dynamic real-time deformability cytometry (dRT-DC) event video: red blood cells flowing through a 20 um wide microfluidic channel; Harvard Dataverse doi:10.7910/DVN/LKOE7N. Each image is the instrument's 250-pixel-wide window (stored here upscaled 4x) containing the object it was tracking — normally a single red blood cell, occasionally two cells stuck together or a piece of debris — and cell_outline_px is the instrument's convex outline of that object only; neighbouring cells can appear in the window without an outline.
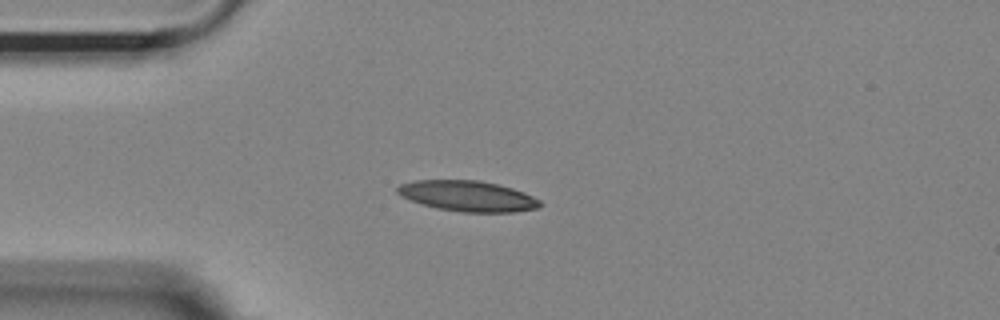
{"species": "Egyptian fruit bat (a non-hibernating species)", "species_latin": "Rousettus aegyptiacus", "temperature_condition": "room temperature", "stored_images_in_passage": 42, "camera_frame_rate_fps": 3000, "um_per_image_px": 0.085, "animal": {"sex": "female"}, "frame": {"image": 1, "passage_image": 1, "time_ms": 0.0, "image_size_px": [1000, 320], "cell_outline_px": [[544, 204], [540, 208], [512, 212], [460, 212], [436, 208], [400, 196], [396, 192], [396, 188], [400, 184], [416, 180], [480, 180], [512, 188], [524, 192], [540, 200]], "centroid_in_image_um": [39.78, 16.66], "position_along_channel_um": 45.2, "area_um2": 25.49}}
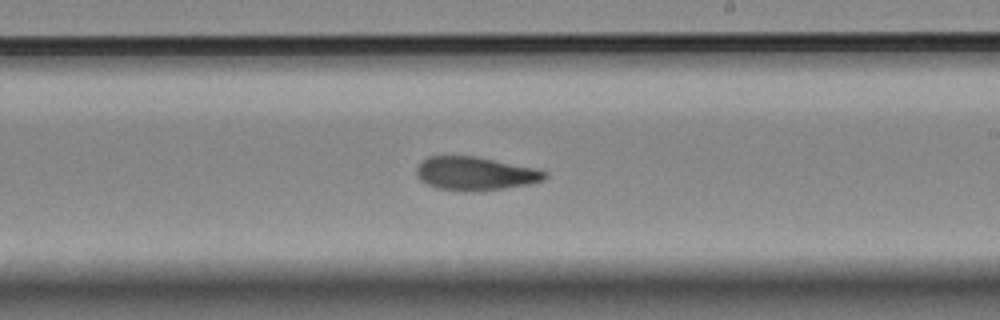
{"frame": {"image": 2, "passage_image": 19, "time_ms": 6.0, "image_size_px": [1000, 320], "cell_outline_px": [[548, 176], [544, 180], [528, 184], [504, 188], [472, 192], [464, 192], [440, 188], [428, 184], [420, 180], [416, 176], [416, 168], [428, 156], [476, 156], [536, 168], [548, 172]], "centroid_in_image_um": [40.42, 14.75], "position_along_channel_um": 248.6, "area_um2": 25.09}}
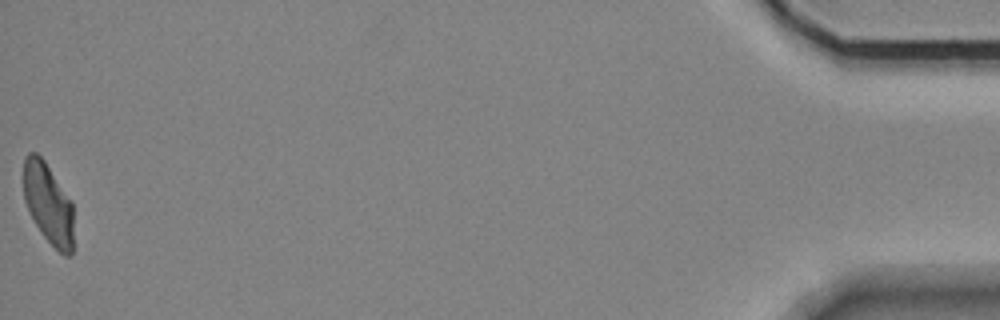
{"frame": {"image": 3, "passage_image": 42, "time_ms": 13.667, "image_size_px": [1000, 320], "cell_outline_px": [[72, 256], [64, 256], [44, 236], [36, 224], [24, 200], [24, 156], [28, 152], [36, 152], [44, 160], [72, 204]], "centroid_in_image_um": [4.08, 17.29], "position_along_channel_um": 431.1, "area_um2": 22.95}, "authors_computed_cell_mechanics": {"area_um2": 25.0563, "velocity_mm_per_s": 3.6376, "shape_relaxation_time_tau1_ms": null, "shape_relaxation_time_tau2_ms": 6.1919, "deformation_change_tau1": null, "deformation_change_tau2": 0.1308}}